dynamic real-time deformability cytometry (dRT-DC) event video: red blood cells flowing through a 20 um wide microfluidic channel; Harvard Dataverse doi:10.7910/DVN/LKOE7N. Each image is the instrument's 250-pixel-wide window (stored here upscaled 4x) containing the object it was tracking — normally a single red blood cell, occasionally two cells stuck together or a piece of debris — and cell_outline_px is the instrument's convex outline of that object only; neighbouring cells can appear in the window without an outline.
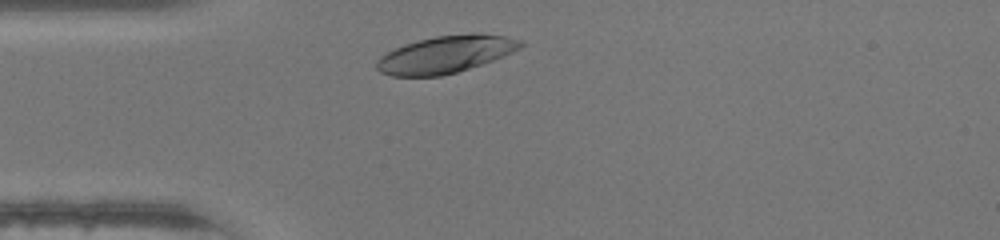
{"species": "human", "species_latin": "Homo sapiens", "temperature_condition": "warm", "stored_images_in_passage": 27, "camera_frame_rate_fps": 3000, "um_per_image_px": 0.085, "donor": {"sex": "female"}, "frame": {"image": 1, "passage_image": 3, "time_ms": 0.667, "image_size_px": [1000, 240], "cell_outline_px": [[524, 44], [520, 48], [504, 56], [456, 72], [440, 76], [392, 76], [380, 72], [376, 68], [376, 60], [380, 56], [404, 44], [436, 36], [472, 32], [480, 32], [504, 36], [520, 40]], "centroid_in_image_um": [37.87, 4.61], "position_along_channel_um": 47.1, "area_um2": 31.1}}
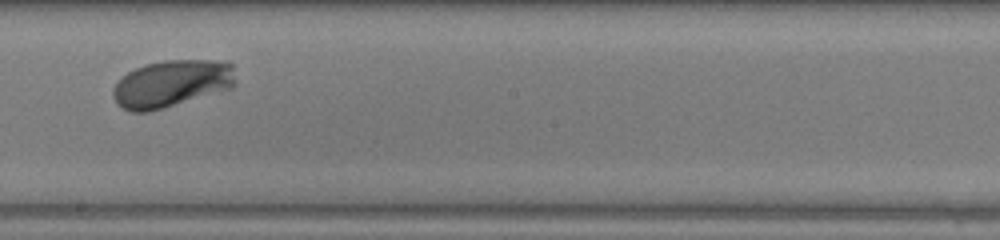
{"frame": {"image": 2, "passage_image": 17, "time_ms": 5.333, "image_size_px": [1000, 240], "cell_outline_px": [[236, 84], [232, 88], [148, 112], [132, 112], [120, 108], [112, 96], [112, 88], [128, 72], [144, 64], [164, 60], [212, 60], [232, 64], [236, 80]], "centroid_in_image_um": [14.57, 7.11], "position_along_channel_um": 233.6, "area_um2": 33.64}}
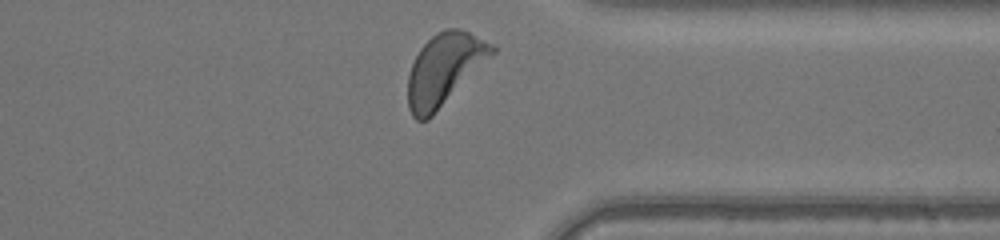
{"frame": {"image": 3, "passage_image": 27, "time_ms": 8.667, "image_size_px": [1000, 240], "cell_outline_px": [[496, 52], [428, 120], [416, 120], [412, 116], [408, 108], [408, 76], [412, 64], [420, 48], [436, 32], [444, 28], [456, 28], [468, 32], [496, 44]], "centroid_in_image_um": [37.77, 5.87], "position_along_channel_um": 373.6, "area_um2": 34.97}, "authors_computed_cell_mechanics": {"area_um2": 31.9634, "velocity_mm_per_s": 4.3288, "shape_relaxation_time_tau1_ms": 1.5676, "shape_relaxation_time_tau2_ms": null, "deformation_change_tau1": 0.1475, "deformation_change_tau2": null}}